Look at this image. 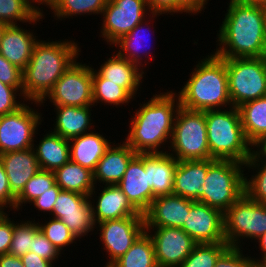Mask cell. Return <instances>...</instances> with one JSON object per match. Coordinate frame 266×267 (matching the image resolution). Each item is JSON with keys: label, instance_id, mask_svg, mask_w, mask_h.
<instances>
[{"label": "cell", "instance_id": "cell-1", "mask_svg": "<svg viewBox=\"0 0 266 267\" xmlns=\"http://www.w3.org/2000/svg\"><path fill=\"white\" fill-rule=\"evenodd\" d=\"M226 12L214 54L223 59L266 57V8L230 0Z\"/></svg>", "mask_w": 266, "mask_h": 267}, {"label": "cell", "instance_id": "cell-2", "mask_svg": "<svg viewBox=\"0 0 266 267\" xmlns=\"http://www.w3.org/2000/svg\"><path fill=\"white\" fill-rule=\"evenodd\" d=\"M139 105V109L134 111L135 115L131 116L129 133L124 142L136 153H168L160 148L171 141L175 117L180 108L178 93L168 90L158 95L155 93L148 102Z\"/></svg>", "mask_w": 266, "mask_h": 267}, {"label": "cell", "instance_id": "cell-3", "mask_svg": "<svg viewBox=\"0 0 266 267\" xmlns=\"http://www.w3.org/2000/svg\"><path fill=\"white\" fill-rule=\"evenodd\" d=\"M81 47L72 40H39L23 69L24 100L41 102L64 72L78 59ZM77 58V59H76Z\"/></svg>", "mask_w": 266, "mask_h": 267}, {"label": "cell", "instance_id": "cell-4", "mask_svg": "<svg viewBox=\"0 0 266 267\" xmlns=\"http://www.w3.org/2000/svg\"><path fill=\"white\" fill-rule=\"evenodd\" d=\"M192 70L189 80L178 92L181 107L206 111L232 106L228 93L226 63L223 58L214 52L210 53L198 61L196 68Z\"/></svg>", "mask_w": 266, "mask_h": 267}, {"label": "cell", "instance_id": "cell-5", "mask_svg": "<svg viewBox=\"0 0 266 267\" xmlns=\"http://www.w3.org/2000/svg\"><path fill=\"white\" fill-rule=\"evenodd\" d=\"M207 142L210 155L218 160H234L245 164L255 149L248 142L238 108L206 110Z\"/></svg>", "mask_w": 266, "mask_h": 267}, {"label": "cell", "instance_id": "cell-6", "mask_svg": "<svg viewBox=\"0 0 266 267\" xmlns=\"http://www.w3.org/2000/svg\"><path fill=\"white\" fill-rule=\"evenodd\" d=\"M244 164L234 160L216 159L207 170L203 197L199 202L224 213L245 192ZM243 169V170H242Z\"/></svg>", "mask_w": 266, "mask_h": 267}, {"label": "cell", "instance_id": "cell-7", "mask_svg": "<svg viewBox=\"0 0 266 267\" xmlns=\"http://www.w3.org/2000/svg\"><path fill=\"white\" fill-rule=\"evenodd\" d=\"M177 161L214 159L207 142L204 111H194L180 106L174 121L168 146ZM171 148V149H170Z\"/></svg>", "mask_w": 266, "mask_h": 267}, {"label": "cell", "instance_id": "cell-8", "mask_svg": "<svg viewBox=\"0 0 266 267\" xmlns=\"http://www.w3.org/2000/svg\"><path fill=\"white\" fill-rule=\"evenodd\" d=\"M233 107L266 96V57L224 59Z\"/></svg>", "mask_w": 266, "mask_h": 267}, {"label": "cell", "instance_id": "cell-9", "mask_svg": "<svg viewBox=\"0 0 266 267\" xmlns=\"http://www.w3.org/2000/svg\"><path fill=\"white\" fill-rule=\"evenodd\" d=\"M223 219L226 243L230 247L242 248L244 238L256 240L266 232V204L254 201L244 192L223 213Z\"/></svg>", "mask_w": 266, "mask_h": 267}, {"label": "cell", "instance_id": "cell-10", "mask_svg": "<svg viewBox=\"0 0 266 267\" xmlns=\"http://www.w3.org/2000/svg\"><path fill=\"white\" fill-rule=\"evenodd\" d=\"M92 74V66L76 60L54 84L48 95L40 103L34 104L41 106L49 99L54 106H92Z\"/></svg>", "mask_w": 266, "mask_h": 267}, {"label": "cell", "instance_id": "cell-11", "mask_svg": "<svg viewBox=\"0 0 266 267\" xmlns=\"http://www.w3.org/2000/svg\"><path fill=\"white\" fill-rule=\"evenodd\" d=\"M146 14L149 17L152 15L151 20L157 18L158 15H162L151 14L147 0H108L101 15L103 16V22L100 37H103L107 44L113 45L140 22L144 21L147 18Z\"/></svg>", "mask_w": 266, "mask_h": 267}, {"label": "cell", "instance_id": "cell-12", "mask_svg": "<svg viewBox=\"0 0 266 267\" xmlns=\"http://www.w3.org/2000/svg\"><path fill=\"white\" fill-rule=\"evenodd\" d=\"M42 114L24 104L17 111L0 116V155L36 146L34 136Z\"/></svg>", "mask_w": 266, "mask_h": 267}, {"label": "cell", "instance_id": "cell-13", "mask_svg": "<svg viewBox=\"0 0 266 267\" xmlns=\"http://www.w3.org/2000/svg\"><path fill=\"white\" fill-rule=\"evenodd\" d=\"M97 224L103 250H106L108 257L110 256L104 267H109L124 255L146 231L144 216H129Z\"/></svg>", "mask_w": 266, "mask_h": 267}, {"label": "cell", "instance_id": "cell-14", "mask_svg": "<svg viewBox=\"0 0 266 267\" xmlns=\"http://www.w3.org/2000/svg\"><path fill=\"white\" fill-rule=\"evenodd\" d=\"M146 232L152 238L158 267H180L197 244L182 228L146 227Z\"/></svg>", "mask_w": 266, "mask_h": 267}, {"label": "cell", "instance_id": "cell-15", "mask_svg": "<svg viewBox=\"0 0 266 267\" xmlns=\"http://www.w3.org/2000/svg\"><path fill=\"white\" fill-rule=\"evenodd\" d=\"M182 229L197 244L226 242L223 213L199 201L192 200Z\"/></svg>", "mask_w": 266, "mask_h": 267}, {"label": "cell", "instance_id": "cell-16", "mask_svg": "<svg viewBox=\"0 0 266 267\" xmlns=\"http://www.w3.org/2000/svg\"><path fill=\"white\" fill-rule=\"evenodd\" d=\"M131 204L142 214L151 206L153 191L145 171V154L137 153L130 161L123 178L117 184Z\"/></svg>", "mask_w": 266, "mask_h": 267}, {"label": "cell", "instance_id": "cell-17", "mask_svg": "<svg viewBox=\"0 0 266 267\" xmlns=\"http://www.w3.org/2000/svg\"><path fill=\"white\" fill-rule=\"evenodd\" d=\"M192 200L174 194L156 197L144 213L145 227L182 228Z\"/></svg>", "mask_w": 266, "mask_h": 267}, {"label": "cell", "instance_id": "cell-18", "mask_svg": "<svg viewBox=\"0 0 266 267\" xmlns=\"http://www.w3.org/2000/svg\"><path fill=\"white\" fill-rule=\"evenodd\" d=\"M216 159L178 161L173 181L174 195L193 201L203 197V184L208 167Z\"/></svg>", "mask_w": 266, "mask_h": 267}, {"label": "cell", "instance_id": "cell-19", "mask_svg": "<svg viewBox=\"0 0 266 267\" xmlns=\"http://www.w3.org/2000/svg\"><path fill=\"white\" fill-rule=\"evenodd\" d=\"M95 199L90 197L95 225L107 220L121 219L129 216H144L128 200L118 185H104ZM98 198V199H97Z\"/></svg>", "mask_w": 266, "mask_h": 267}, {"label": "cell", "instance_id": "cell-20", "mask_svg": "<svg viewBox=\"0 0 266 267\" xmlns=\"http://www.w3.org/2000/svg\"><path fill=\"white\" fill-rule=\"evenodd\" d=\"M21 25L4 28L0 42V54L10 63L23 70L29 63L35 44L39 41L30 30Z\"/></svg>", "mask_w": 266, "mask_h": 267}, {"label": "cell", "instance_id": "cell-21", "mask_svg": "<svg viewBox=\"0 0 266 267\" xmlns=\"http://www.w3.org/2000/svg\"><path fill=\"white\" fill-rule=\"evenodd\" d=\"M0 160L8 177L11 192L16 197L24 189L30 178L40 170L33 147L21 151L6 152L0 155Z\"/></svg>", "mask_w": 266, "mask_h": 267}, {"label": "cell", "instance_id": "cell-22", "mask_svg": "<svg viewBox=\"0 0 266 267\" xmlns=\"http://www.w3.org/2000/svg\"><path fill=\"white\" fill-rule=\"evenodd\" d=\"M112 144L97 163L93 172V181L104 185H117L123 178L131 159L137 154L124 141ZM98 181V182H97Z\"/></svg>", "mask_w": 266, "mask_h": 267}, {"label": "cell", "instance_id": "cell-23", "mask_svg": "<svg viewBox=\"0 0 266 267\" xmlns=\"http://www.w3.org/2000/svg\"><path fill=\"white\" fill-rule=\"evenodd\" d=\"M143 69L145 68H141L136 63L113 53L96 71L106 79V82L117 83L118 86L125 88L134 97L143 81Z\"/></svg>", "mask_w": 266, "mask_h": 267}, {"label": "cell", "instance_id": "cell-24", "mask_svg": "<svg viewBox=\"0 0 266 267\" xmlns=\"http://www.w3.org/2000/svg\"><path fill=\"white\" fill-rule=\"evenodd\" d=\"M177 159L168 153L145 154V171H148L153 200L173 193Z\"/></svg>", "mask_w": 266, "mask_h": 267}, {"label": "cell", "instance_id": "cell-25", "mask_svg": "<svg viewBox=\"0 0 266 267\" xmlns=\"http://www.w3.org/2000/svg\"><path fill=\"white\" fill-rule=\"evenodd\" d=\"M111 143L96 131L74 137L69 140L70 160L94 172Z\"/></svg>", "mask_w": 266, "mask_h": 267}, {"label": "cell", "instance_id": "cell-26", "mask_svg": "<svg viewBox=\"0 0 266 267\" xmlns=\"http://www.w3.org/2000/svg\"><path fill=\"white\" fill-rule=\"evenodd\" d=\"M92 107L55 106L56 121L52 132L68 140L91 132L95 126L91 123Z\"/></svg>", "mask_w": 266, "mask_h": 267}, {"label": "cell", "instance_id": "cell-27", "mask_svg": "<svg viewBox=\"0 0 266 267\" xmlns=\"http://www.w3.org/2000/svg\"><path fill=\"white\" fill-rule=\"evenodd\" d=\"M33 149L41 170L55 171L70 160L69 140L50 131Z\"/></svg>", "mask_w": 266, "mask_h": 267}, {"label": "cell", "instance_id": "cell-28", "mask_svg": "<svg viewBox=\"0 0 266 267\" xmlns=\"http://www.w3.org/2000/svg\"><path fill=\"white\" fill-rule=\"evenodd\" d=\"M248 142L255 148L266 138V96L237 107Z\"/></svg>", "mask_w": 266, "mask_h": 267}, {"label": "cell", "instance_id": "cell-29", "mask_svg": "<svg viewBox=\"0 0 266 267\" xmlns=\"http://www.w3.org/2000/svg\"><path fill=\"white\" fill-rule=\"evenodd\" d=\"M56 184L65 191L93 197L97 194L93 172L69 160L54 171ZM96 192V193H95Z\"/></svg>", "mask_w": 266, "mask_h": 267}, {"label": "cell", "instance_id": "cell-30", "mask_svg": "<svg viewBox=\"0 0 266 267\" xmlns=\"http://www.w3.org/2000/svg\"><path fill=\"white\" fill-rule=\"evenodd\" d=\"M149 23H150L149 20L147 21L146 19H144V21L140 22L128 34L121 37L112 46V47H114V46L119 47L118 48L119 51L117 52V54L119 56L126 58L130 62L136 63L137 65H139L141 67L144 66V64H142L143 56L145 59L146 58L148 59L149 58L148 56L151 54V53L147 52V50L145 48H143L144 47L143 45L146 46V43H145L146 41L144 39L148 36V34H146L147 33L146 31H147V29H151L148 26ZM145 27H148V28H145ZM148 32H149V30H148ZM144 36H145V38H144ZM142 40L144 42H142ZM141 50H143V51H141ZM142 52L143 53L145 52L144 53L145 55H143Z\"/></svg>", "mask_w": 266, "mask_h": 267}, {"label": "cell", "instance_id": "cell-31", "mask_svg": "<svg viewBox=\"0 0 266 267\" xmlns=\"http://www.w3.org/2000/svg\"><path fill=\"white\" fill-rule=\"evenodd\" d=\"M109 267H158L152 238L145 231L131 248Z\"/></svg>", "mask_w": 266, "mask_h": 267}, {"label": "cell", "instance_id": "cell-32", "mask_svg": "<svg viewBox=\"0 0 266 267\" xmlns=\"http://www.w3.org/2000/svg\"><path fill=\"white\" fill-rule=\"evenodd\" d=\"M92 89H93V106L96 103H104L105 105H115L116 107L123 104H128L133 97L125 88L120 87L117 83L106 82L97 71L93 68L92 74Z\"/></svg>", "mask_w": 266, "mask_h": 267}, {"label": "cell", "instance_id": "cell-33", "mask_svg": "<svg viewBox=\"0 0 266 267\" xmlns=\"http://www.w3.org/2000/svg\"><path fill=\"white\" fill-rule=\"evenodd\" d=\"M244 167L256 170L249 179L245 176V193L254 201L266 204V160H264L255 150L252 156L245 162ZM248 178V179H247Z\"/></svg>", "mask_w": 266, "mask_h": 267}, {"label": "cell", "instance_id": "cell-34", "mask_svg": "<svg viewBox=\"0 0 266 267\" xmlns=\"http://www.w3.org/2000/svg\"><path fill=\"white\" fill-rule=\"evenodd\" d=\"M38 15L26 0H0V23L17 25V21L33 25L43 19Z\"/></svg>", "mask_w": 266, "mask_h": 267}, {"label": "cell", "instance_id": "cell-35", "mask_svg": "<svg viewBox=\"0 0 266 267\" xmlns=\"http://www.w3.org/2000/svg\"><path fill=\"white\" fill-rule=\"evenodd\" d=\"M108 0H57L52 8L54 19L70 18L77 15L101 14Z\"/></svg>", "mask_w": 266, "mask_h": 267}, {"label": "cell", "instance_id": "cell-36", "mask_svg": "<svg viewBox=\"0 0 266 267\" xmlns=\"http://www.w3.org/2000/svg\"><path fill=\"white\" fill-rule=\"evenodd\" d=\"M55 183V174L53 171L40 169L32 178H30L25 184L24 189L16 197L15 211L20 210V208L22 211V206H25L23 204H30L34 199L50 189Z\"/></svg>", "mask_w": 266, "mask_h": 267}, {"label": "cell", "instance_id": "cell-37", "mask_svg": "<svg viewBox=\"0 0 266 267\" xmlns=\"http://www.w3.org/2000/svg\"><path fill=\"white\" fill-rule=\"evenodd\" d=\"M228 247L226 242L196 244L180 267H214L218 257Z\"/></svg>", "mask_w": 266, "mask_h": 267}, {"label": "cell", "instance_id": "cell-38", "mask_svg": "<svg viewBox=\"0 0 266 267\" xmlns=\"http://www.w3.org/2000/svg\"><path fill=\"white\" fill-rule=\"evenodd\" d=\"M13 221V236L9 254L21 257L30 251L33 237L40 231L38 222L26 220L20 223Z\"/></svg>", "mask_w": 266, "mask_h": 267}, {"label": "cell", "instance_id": "cell-39", "mask_svg": "<svg viewBox=\"0 0 266 267\" xmlns=\"http://www.w3.org/2000/svg\"><path fill=\"white\" fill-rule=\"evenodd\" d=\"M91 200L89 196L80 193L61 190L55 200L52 218L60 219V212L70 211H92Z\"/></svg>", "mask_w": 266, "mask_h": 267}, {"label": "cell", "instance_id": "cell-40", "mask_svg": "<svg viewBox=\"0 0 266 267\" xmlns=\"http://www.w3.org/2000/svg\"><path fill=\"white\" fill-rule=\"evenodd\" d=\"M39 223L38 221L40 231L60 252H62L64 247L78 240L60 219L50 218L44 224Z\"/></svg>", "mask_w": 266, "mask_h": 267}, {"label": "cell", "instance_id": "cell-41", "mask_svg": "<svg viewBox=\"0 0 266 267\" xmlns=\"http://www.w3.org/2000/svg\"><path fill=\"white\" fill-rule=\"evenodd\" d=\"M60 220L79 241V238L85 237L89 232H94L97 227L93 220L92 211L60 212Z\"/></svg>", "mask_w": 266, "mask_h": 267}, {"label": "cell", "instance_id": "cell-42", "mask_svg": "<svg viewBox=\"0 0 266 267\" xmlns=\"http://www.w3.org/2000/svg\"><path fill=\"white\" fill-rule=\"evenodd\" d=\"M214 267H257V262L251 256L244 255L241 247L229 246L218 257Z\"/></svg>", "mask_w": 266, "mask_h": 267}, {"label": "cell", "instance_id": "cell-43", "mask_svg": "<svg viewBox=\"0 0 266 267\" xmlns=\"http://www.w3.org/2000/svg\"><path fill=\"white\" fill-rule=\"evenodd\" d=\"M17 94L24 97L23 88H14L0 81V116L15 112L25 104L24 100L23 103L16 100Z\"/></svg>", "mask_w": 266, "mask_h": 267}, {"label": "cell", "instance_id": "cell-44", "mask_svg": "<svg viewBox=\"0 0 266 267\" xmlns=\"http://www.w3.org/2000/svg\"><path fill=\"white\" fill-rule=\"evenodd\" d=\"M30 251L51 263L55 262L56 259L58 260L61 254L59 249H57L41 231L33 237V244Z\"/></svg>", "mask_w": 266, "mask_h": 267}, {"label": "cell", "instance_id": "cell-45", "mask_svg": "<svg viewBox=\"0 0 266 267\" xmlns=\"http://www.w3.org/2000/svg\"><path fill=\"white\" fill-rule=\"evenodd\" d=\"M0 81L14 88H23V70L0 54Z\"/></svg>", "mask_w": 266, "mask_h": 267}, {"label": "cell", "instance_id": "cell-46", "mask_svg": "<svg viewBox=\"0 0 266 267\" xmlns=\"http://www.w3.org/2000/svg\"><path fill=\"white\" fill-rule=\"evenodd\" d=\"M15 200L16 196L11 192L8 177L0 160V211L6 210L5 208L15 211Z\"/></svg>", "mask_w": 266, "mask_h": 267}, {"label": "cell", "instance_id": "cell-47", "mask_svg": "<svg viewBox=\"0 0 266 267\" xmlns=\"http://www.w3.org/2000/svg\"><path fill=\"white\" fill-rule=\"evenodd\" d=\"M13 236V219L0 211V255L8 254Z\"/></svg>", "mask_w": 266, "mask_h": 267}, {"label": "cell", "instance_id": "cell-48", "mask_svg": "<svg viewBox=\"0 0 266 267\" xmlns=\"http://www.w3.org/2000/svg\"><path fill=\"white\" fill-rule=\"evenodd\" d=\"M61 190L62 189L55 183L50 189L34 199L31 203H33V206L37 208L38 211H43L44 213L49 212V214H51L55 200Z\"/></svg>", "mask_w": 266, "mask_h": 267}, {"label": "cell", "instance_id": "cell-49", "mask_svg": "<svg viewBox=\"0 0 266 267\" xmlns=\"http://www.w3.org/2000/svg\"><path fill=\"white\" fill-rule=\"evenodd\" d=\"M209 0H176V13H190L193 15L201 13L202 10H205L204 7L208 4Z\"/></svg>", "mask_w": 266, "mask_h": 267}, {"label": "cell", "instance_id": "cell-50", "mask_svg": "<svg viewBox=\"0 0 266 267\" xmlns=\"http://www.w3.org/2000/svg\"><path fill=\"white\" fill-rule=\"evenodd\" d=\"M151 14H175L176 0H147Z\"/></svg>", "mask_w": 266, "mask_h": 267}, {"label": "cell", "instance_id": "cell-51", "mask_svg": "<svg viewBox=\"0 0 266 267\" xmlns=\"http://www.w3.org/2000/svg\"><path fill=\"white\" fill-rule=\"evenodd\" d=\"M20 258L24 267H54V263L43 259L32 251L27 252Z\"/></svg>", "mask_w": 266, "mask_h": 267}, {"label": "cell", "instance_id": "cell-52", "mask_svg": "<svg viewBox=\"0 0 266 267\" xmlns=\"http://www.w3.org/2000/svg\"><path fill=\"white\" fill-rule=\"evenodd\" d=\"M0 267H24L20 257L11 254L0 255Z\"/></svg>", "mask_w": 266, "mask_h": 267}, {"label": "cell", "instance_id": "cell-53", "mask_svg": "<svg viewBox=\"0 0 266 267\" xmlns=\"http://www.w3.org/2000/svg\"><path fill=\"white\" fill-rule=\"evenodd\" d=\"M27 1V4L38 14V15H41V16H44L43 14V9L41 10L39 8V5H43L44 6H47L48 8H50L52 10V8L56 5L57 3V0H26ZM35 3V5H34ZM46 4V5H45Z\"/></svg>", "mask_w": 266, "mask_h": 267}, {"label": "cell", "instance_id": "cell-54", "mask_svg": "<svg viewBox=\"0 0 266 267\" xmlns=\"http://www.w3.org/2000/svg\"><path fill=\"white\" fill-rule=\"evenodd\" d=\"M256 240L259 243L258 245L261 250L260 254L262 255L259 259L261 258L260 260H263L266 258V232Z\"/></svg>", "mask_w": 266, "mask_h": 267}, {"label": "cell", "instance_id": "cell-55", "mask_svg": "<svg viewBox=\"0 0 266 267\" xmlns=\"http://www.w3.org/2000/svg\"><path fill=\"white\" fill-rule=\"evenodd\" d=\"M255 151L266 160V138L255 147Z\"/></svg>", "mask_w": 266, "mask_h": 267}, {"label": "cell", "instance_id": "cell-56", "mask_svg": "<svg viewBox=\"0 0 266 267\" xmlns=\"http://www.w3.org/2000/svg\"><path fill=\"white\" fill-rule=\"evenodd\" d=\"M241 1L249 3V4L260 5L266 8V0H241Z\"/></svg>", "mask_w": 266, "mask_h": 267}, {"label": "cell", "instance_id": "cell-57", "mask_svg": "<svg viewBox=\"0 0 266 267\" xmlns=\"http://www.w3.org/2000/svg\"><path fill=\"white\" fill-rule=\"evenodd\" d=\"M253 258L257 262V267H266V258L263 260L256 259L255 257Z\"/></svg>", "mask_w": 266, "mask_h": 267}, {"label": "cell", "instance_id": "cell-58", "mask_svg": "<svg viewBox=\"0 0 266 267\" xmlns=\"http://www.w3.org/2000/svg\"><path fill=\"white\" fill-rule=\"evenodd\" d=\"M6 26H7V25L0 23V42H1V36H2V33H3L4 28H5Z\"/></svg>", "mask_w": 266, "mask_h": 267}]
</instances>
